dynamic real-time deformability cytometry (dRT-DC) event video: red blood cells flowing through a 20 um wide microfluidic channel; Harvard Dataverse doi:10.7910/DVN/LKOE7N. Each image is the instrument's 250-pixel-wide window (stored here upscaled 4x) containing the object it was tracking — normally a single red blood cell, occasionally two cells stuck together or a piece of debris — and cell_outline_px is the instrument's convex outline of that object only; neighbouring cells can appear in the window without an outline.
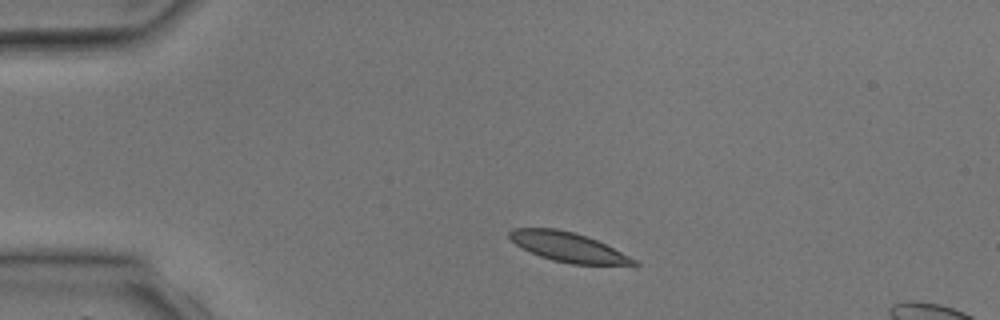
{"species": "common noctule bat (a hibernating species)", "species_latin": "Nyctalus noctula", "temperature_condition": "room temperature", "stored_images_in_passage": 3, "camera_frame_rate_fps": 3000, "um_per_image_px": 0.085, "animal": {"sex": "male", "body_mass_g": 17.9, "forearm_length_mm": 54.2}, "frame": {"image": 1, "passage_image": 1, "time_ms": 0.0, "image_size_px": [1000, 320], "cell_outline_px": [[640, 264], [572, 264], [552, 260], [540, 256], [516, 244], [508, 236], [508, 232], [512, 228], [556, 228], [572, 232], [596, 240], [636, 260]], "centroid_in_image_um": [48.22, 20.98], "position_along_channel_um": 36.8, "area_um2": 20.69}}